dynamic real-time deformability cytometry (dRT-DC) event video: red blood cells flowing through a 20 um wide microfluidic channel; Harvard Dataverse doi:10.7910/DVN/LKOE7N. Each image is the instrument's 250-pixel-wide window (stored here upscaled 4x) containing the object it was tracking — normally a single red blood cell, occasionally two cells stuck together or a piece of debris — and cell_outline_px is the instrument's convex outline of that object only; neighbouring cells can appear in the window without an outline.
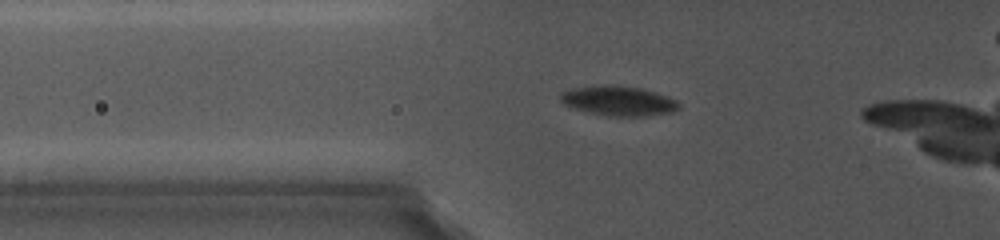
{"species": "common noctule bat (a hibernating species)", "species_latin": "Nyctalus noctula", "temperature_condition": "cold", "stored_images_in_passage": 6, "camera_frame_rate_fps": 5000, "um_per_image_px": 0.085, "animal": {"sex": "female", "body_mass_g": 19.0, "forearm_length_mm": 56.7}, "frame": {"image": 1, "passage_image": 5, "time_ms": 3.6, "image_size_px": [1000, 240], "cell_outline_px": [[680, 108], [672, 112], [648, 116], [608, 116], [572, 108], [564, 104], [560, 100], [560, 92], [572, 88], [600, 84], [620, 84], [644, 88], [668, 96], [676, 100], [680, 104]], "centroid_in_image_um": [52.58, 8.55], "position_along_channel_um": 73.2, "area_um2": 21.04}}